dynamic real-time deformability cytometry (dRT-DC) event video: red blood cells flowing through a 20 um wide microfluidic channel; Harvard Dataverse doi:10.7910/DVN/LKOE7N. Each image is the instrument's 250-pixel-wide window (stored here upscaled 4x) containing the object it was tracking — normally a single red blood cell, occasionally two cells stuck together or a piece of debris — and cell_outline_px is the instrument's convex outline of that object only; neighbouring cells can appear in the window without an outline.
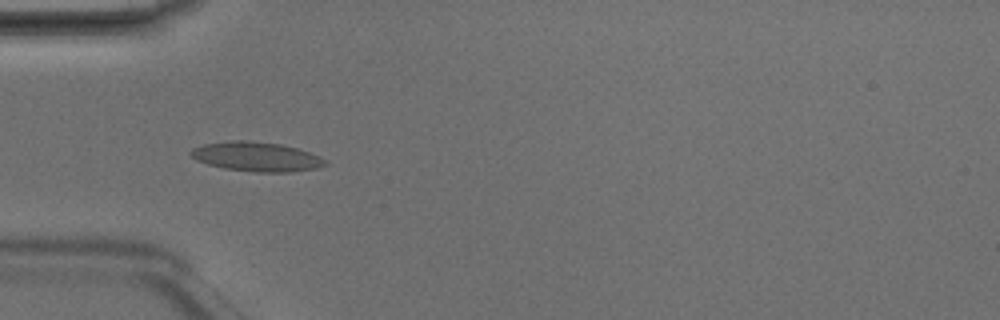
{"species": "Egyptian fruit bat (a non-hibernating species)", "species_latin": "Rousettus aegyptiacus", "temperature_condition": "room temperature", "stored_images_in_passage": 6, "camera_frame_rate_fps": 3000, "um_per_image_px": 0.085, "animal": {"sex": "male"}, "frame": {"image": 1, "passage_image": 3, "time_ms": 0.667, "image_size_px": [1000, 320], "cell_outline_px": [[328, 164], [316, 168], [292, 172], [256, 172], [224, 168], [208, 164], [196, 160], [188, 152], [192, 148], [204, 144], [232, 140], [244, 140], [280, 144], [296, 148], [320, 156], [328, 160]], "centroid_in_image_um": [21.81, 13.32], "position_along_channel_um": 63.2, "area_um2": 23.0}}
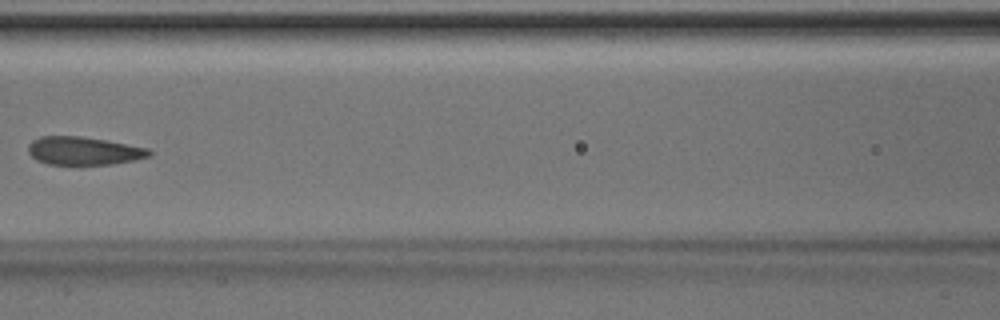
{"frame": {"image": 2, "passage_image": 5, "time_ms": 1.333, "image_size_px": [1000, 320], "cell_outline_px": [[152, 152], [148, 156], [132, 160], [112, 164], [48, 164], [36, 160], [28, 152], [28, 144], [32, 140], [40, 136], [80, 136], [104, 140], [148, 148]], "centroid_in_image_um": [7.05, 12.81], "position_along_channel_um": 159.5, "area_um2": 19.59}}